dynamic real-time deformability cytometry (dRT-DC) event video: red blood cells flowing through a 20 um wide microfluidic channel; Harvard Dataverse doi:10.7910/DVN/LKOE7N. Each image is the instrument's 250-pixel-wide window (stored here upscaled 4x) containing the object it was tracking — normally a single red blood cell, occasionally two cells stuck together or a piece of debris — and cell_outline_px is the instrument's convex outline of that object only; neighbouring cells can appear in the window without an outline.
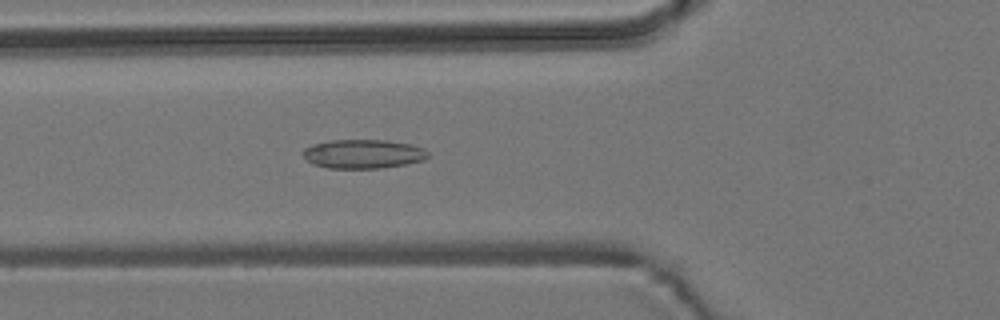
{"species": "common noctule bat (a hibernating species)", "species_latin": "Nyctalus noctula", "temperature_condition": "room temperature", "stored_images_in_passage": 6, "camera_frame_rate_fps": 3000, "um_per_image_px": 0.085, "animal": {"sex": "male", "body_mass_g": 19.2, "forearm_length_mm": 51.8}, "frame": {"image": 1, "passage_image": 6, "time_ms": 6.0, "image_size_px": [1000, 320], "cell_outline_px": [[428, 156], [424, 160], [404, 164], [380, 168], [328, 168], [312, 164], [304, 156], [304, 148], [312, 144], [328, 140], [384, 140], [412, 144], [424, 148], [428, 152]], "centroid_in_image_um": [30.87, 13.07], "position_along_channel_um": 94.9, "area_um2": 21.1}}